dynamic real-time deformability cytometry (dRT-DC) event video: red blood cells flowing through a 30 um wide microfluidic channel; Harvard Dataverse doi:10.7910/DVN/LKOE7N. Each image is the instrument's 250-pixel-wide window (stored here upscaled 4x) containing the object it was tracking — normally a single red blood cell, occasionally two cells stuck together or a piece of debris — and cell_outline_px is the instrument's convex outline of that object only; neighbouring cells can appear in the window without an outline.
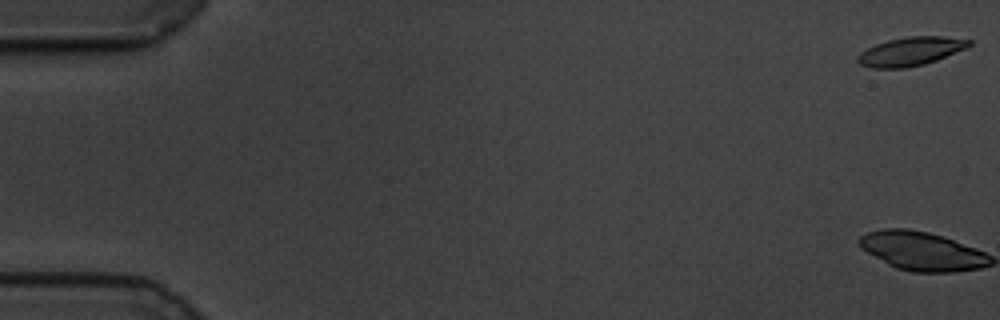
{"species": "common noctule bat (a hibernating species)", "species_latin": "Nyctalus noctula", "temperature_condition": "cold", "stored_images_in_passage": 60, "camera_frame_rate_fps": 3000, "um_per_image_px": 0.085, "animal": {"sex": "male", "body_mass_g": 19.5, "forearm_length_mm": 54.6}, "frame": {"image": 1, "passage_image": 1, "time_ms": 0.0, "image_size_px": [1000, 320], "cell_outline_px": [[972, 44], [968, 48], [936, 60], [924, 64], [908, 68], [872, 68], [860, 64], [856, 60], [856, 56], [860, 52], [876, 44], [888, 40], [908, 36], [944, 36], [972, 40]], "centroid_in_image_um": [77.42, 4.37], "position_along_channel_um": 7.6, "area_um2": 18.73}}